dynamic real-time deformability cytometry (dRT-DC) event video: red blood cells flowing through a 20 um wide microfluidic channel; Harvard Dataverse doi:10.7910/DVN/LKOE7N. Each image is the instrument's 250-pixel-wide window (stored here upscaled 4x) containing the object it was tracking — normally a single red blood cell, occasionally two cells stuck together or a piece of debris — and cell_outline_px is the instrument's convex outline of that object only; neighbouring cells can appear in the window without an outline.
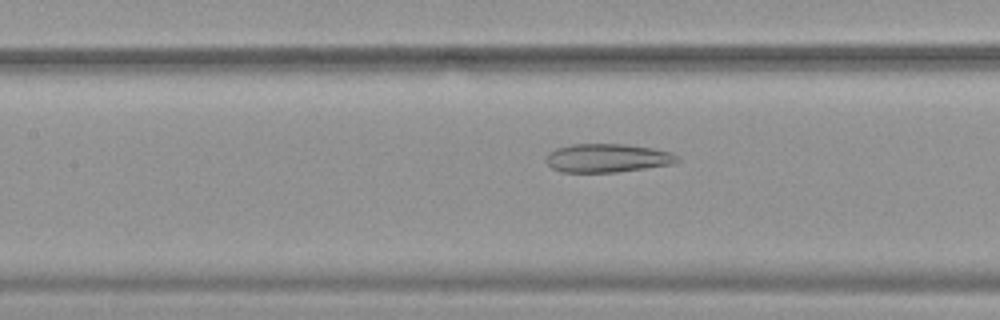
{"species": "common noctule bat (a hibernating species)", "species_latin": "Nyctalus noctula", "temperature_condition": "warm", "stored_images_in_passage": 41, "camera_frame_rate_fps": 3000, "um_per_image_px": 0.085, "animal": {"sex": "female", "body_mass_g": 19.9}, "frame": {"image": 1, "passage_image": 13, "time_ms": 4.0, "image_size_px": [1000, 320], "cell_outline_px": [[680, 160], [672, 164], [616, 172], [560, 172], [552, 168], [544, 160], [548, 152], [556, 148], [572, 144], [624, 144], [652, 148], [672, 152]], "centroid_in_image_um": [51.58, 13.43], "position_along_channel_um": 155.8, "area_um2": 21.85}}
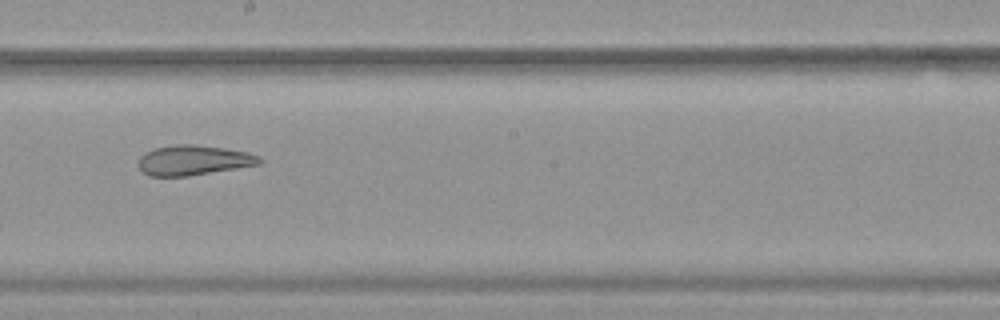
{"frame": {"image": 2, "passage_image": 19, "time_ms": 6.0, "image_size_px": [1000, 320], "cell_outline_px": [[264, 160], [260, 164], [188, 176], [148, 176], [140, 168], [140, 156], [144, 152], [152, 148], [176, 144], [196, 144], [224, 148], [248, 152], [260, 156]], "centroid_in_image_um": [16.46, 13.6], "position_along_channel_um": 231.7, "area_um2": 21.21}}
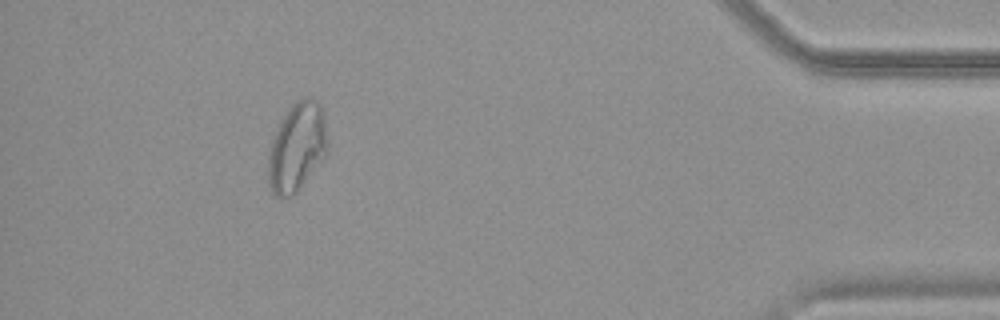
{"frame": {"image": 3, "passage_image": 37, "time_ms": 12.0, "image_size_px": [1000, 320], "cell_outline_px": [[328, 144], [324, 156], [296, 192], [292, 196], [280, 200], [272, 192], [268, 184], [268, 148], [276, 128], [280, 120], [288, 108], [296, 100], [304, 96], [308, 96], [316, 100], [320, 104], [324, 116]], "centroid_in_image_um": [25.2, 12.49], "position_along_channel_um": 410.0, "area_um2": 30.92}, "authors_computed_cell_mechanics": {"area_um2": 24.0448, "velocity_mm_per_s": 3.8142, "shape_relaxation_time_tau1_ms": null, "shape_relaxation_time_tau2_ms": 2.3803, "deformation_change_tau1": null, "deformation_change_tau2": 0.0921}}